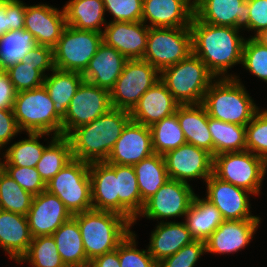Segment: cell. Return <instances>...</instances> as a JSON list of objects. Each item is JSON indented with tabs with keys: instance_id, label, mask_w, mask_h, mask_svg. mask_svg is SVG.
<instances>
[{
	"instance_id": "cell-1",
	"label": "cell",
	"mask_w": 267,
	"mask_h": 267,
	"mask_svg": "<svg viewBox=\"0 0 267 267\" xmlns=\"http://www.w3.org/2000/svg\"><path fill=\"white\" fill-rule=\"evenodd\" d=\"M193 54L199 57L215 78H235L228 69L242 63L245 39L231 26H215L195 15L190 24ZM220 76V77H219Z\"/></svg>"
},
{
	"instance_id": "cell-2",
	"label": "cell",
	"mask_w": 267,
	"mask_h": 267,
	"mask_svg": "<svg viewBox=\"0 0 267 267\" xmlns=\"http://www.w3.org/2000/svg\"><path fill=\"white\" fill-rule=\"evenodd\" d=\"M130 120V111L111 108L91 123L72 130L66 136L72 158L88 163L106 161Z\"/></svg>"
},
{
	"instance_id": "cell-3",
	"label": "cell",
	"mask_w": 267,
	"mask_h": 267,
	"mask_svg": "<svg viewBox=\"0 0 267 267\" xmlns=\"http://www.w3.org/2000/svg\"><path fill=\"white\" fill-rule=\"evenodd\" d=\"M77 221L83 247L89 261L117 249L130 233L132 223L123 215L103 210H88L73 215Z\"/></svg>"
},
{
	"instance_id": "cell-4",
	"label": "cell",
	"mask_w": 267,
	"mask_h": 267,
	"mask_svg": "<svg viewBox=\"0 0 267 267\" xmlns=\"http://www.w3.org/2000/svg\"><path fill=\"white\" fill-rule=\"evenodd\" d=\"M239 76L214 80L202 101L209 117L246 126L260 109L254 103Z\"/></svg>"
},
{
	"instance_id": "cell-5",
	"label": "cell",
	"mask_w": 267,
	"mask_h": 267,
	"mask_svg": "<svg viewBox=\"0 0 267 267\" xmlns=\"http://www.w3.org/2000/svg\"><path fill=\"white\" fill-rule=\"evenodd\" d=\"M13 112L21 132L62 136V118L55 112L44 85L17 92Z\"/></svg>"
},
{
	"instance_id": "cell-6",
	"label": "cell",
	"mask_w": 267,
	"mask_h": 267,
	"mask_svg": "<svg viewBox=\"0 0 267 267\" xmlns=\"http://www.w3.org/2000/svg\"><path fill=\"white\" fill-rule=\"evenodd\" d=\"M160 80L180 105L201 104L215 77L193 53L160 72Z\"/></svg>"
},
{
	"instance_id": "cell-7",
	"label": "cell",
	"mask_w": 267,
	"mask_h": 267,
	"mask_svg": "<svg viewBox=\"0 0 267 267\" xmlns=\"http://www.w3.org/2000/svg\"><path fill=\"white\" fill-rule=\"evenodd\" d=\"M46 190L56 195L72 215L93 209L89 163L72 159L46 183Z\"/></svg>"
},
{
	"instance_id": "cell-8",
	"label": "cell",
	"mask_w": 267,
	"mask_h": 267,
	"mask_svg": "<svg viewBox=\"0 0 267 267\" xmlns=\"http://www.w3.org/2000/svg\"><path fill=\"white\" fill-rule=\"evenodd\" d=\"M265 160L250 151L225 152L213 157V174L258 195L267 172Z\"/></svg>"
},
{
	"instance_id": "cell-9",
	"label": "cell",
	"mask_w": 267,
	"mask_h": 267,
	"mask_svg": "<svg viewBox=\"0 0 267 267\" xmlns=\"http://www.w3.org/2000/svg\"><path fill=\"white\" fill-rule=\"evenodd\" d=\"M192 53L190 27H149L147 49L143 60L149 62L159 72L188 58Z\"/></svg>"
},
{
	"instance_id": "cell-10",
	"label": "cell",
	"mask_w": 267,
	"mask_h": 267,
	"mask_svg": "<svg viewBox=\"0 0 267 267\" xmlns=\"http://www.w3.org/2000/svg\"><path fill=\"white\" fill-rule=\"evenodd\" d=\"M103 42L100 32L66 26L53 48L54 68L83 73Z\"/></svg>"
},
{
	"instance_id": "cell-11",
	"label": "cell",
	"mask_w": 267,
	"mask_h": 267,
	"mask_svg": "<svg viewBox=\"0 0 267 267\" xmlns=\"http://www.w3.org/2000/svg\"><path fill=\"white\" fill-rule=\"evenodd\" d=\"M160 72L143 59H128L110 90L112 108L131 111L143 94L160 80Z\"/></svg>"
},
{
	"instance_id": "cell-12",
	"label": "cell",
	"mask_w": 267,
	"mask_h": 267,
	"mask_svg": "<svg viewBox=\"0 0 267 267\" xmlns=\"http://www.w3.org/2000/svg\"><path fill=\"white\" fill-rule=\"evenodd\" d=\"M111 108L109 90L83 81L62 119V136H67L81 125L91 123Z\"/></svg>"
},
{
	"instance_id": "cell-13",
	"label": "cell",
	"mask_w": 267,
	"mask_h": 267,
	"mask_svg": "<svg viewBox=\"0 0 267 267\" xmlns=\"http://www.w3.org/2000/svg\"><path fill=\"white\" fill-rule=\"evenodd\" d=\"M195 195L189 183L168 179L145 201L135 221L139 216L152 220L186 216Z\"/></svg>"
},
{
	"instance_id": "cell-14",
	"label": "cell",
	"mask_w": 267,
	"mask_h": 267,
	"mask_svg": "<svg viewBox=\"0 0 267 267\" xmlns=\"http://www.w3.org/2000/svg\"><path fill=\"white\" fill-rule=\"evenodd\" d=\"M169 179L188 183L192 178L206 181L213 174V155L192 144H184L163 155Z\"/></svg>"
},
{
	"instance_id": "cell-15",
	"label": "cell",
	"mask_w": 267,
	"mask_h": 267,
	"mask_svg": "<svg viewBox=\"0 0 267 267\" xmlns=\"http://www.w3.org/2000/svg\"><path fill=\"white\" fill-rule=\"evenodd\" d=\"M207 199L221 213L224 220L261 219L252 216L249 194L252 193L223 181L212 174L206 181Z\"/></svg>"
},
{
	"instance_id": "cell-16",
	"label": "cell",
	"mask_w": 267,
	"mask_h": 267,
	"mask_svg": "<svg viewBox=\"0 0 267 267\" xmlns=\"http://www.w3.org/2000/svg\"><path fill=\"white\" fill-rule=\"evenodd\" d=\"M152 154L154 150L150 127L130 120L105 162L134 166Z\"/></svg>"
},
{
	"instance_id": "cell-17",
	"label": "cell",
	"mask_w": 267,
	"mask_h": 267,
	"mask_svg": "<svg viewBox=\"0 0 267 267\" xmlns=\"http://www.w3.org/2000/svg\"><path fill=\"white\" fill-rule=\"evenodd\" d=\"M89 174L92 208L119 213L135 224L136 217L119 201L115 171L105 161L92 162Z\"/></svg>"
},
{
	"instance_id": "cell-18",
	"label": "cell",
	"mask_w": 267,
	"mask_h": 267,
	"mask_svg": "<svg viewBox=\"0 0 267 267\" xmlns=\"http://www.w3.org/2000/svg\"><path fill=\"white\" fill-rule=\"evenodd\" d=\"M26 216L32 237L52 235L73 217L64 203L47 190L33 197Z\"/></svg>"
},
{
	"instance_id": "cell-19",
	"label": "cell",
	"mask_w": 267,
	"mask_h": 267,
	"mask_svg": "<svg viewBox=\"0 0 267 267\" xmlns=\"http://www.w3.org/2000/svg\"><path fill=\"white\" fill-rule=\"evenodd\" d=\"M66 26L64 9L60 11L47 4H25L24 30L33 35L37 45L53 49Z\"/></svg>"
},
{
	"instance_id": "cell-20",
	"label": "cell",
	"mask_w": 267,
	"mask_h": 267,
	"mask_svg": "<svg viewBox=\"0 0 267 267\" xmlns=\"http://www.w3.org/2000/svg\"><path fill=\"white\" fill-rule=\"evenodd\" d=\"M103 42L127 59H143L147 49L149 26L142 21L112 22L104 27Z\"/></svg>"
},
{
	"instance_id": "cell-21",
	"label": "cell",
	"mask_w": 267,
	"mask_h": 267,
	"mask_svg": "<svg viewBox=\"0 0 267 267\" xmlns=\"http://www.w3.org/2000/svg\"><path fill=\"white\" fill-rule=\"evenodd\" d=\"M260 219L224 220L205 240L207 253L231 254L250 244Z\"/></svg>"
},
{
	"instance_id": "cell-22",
	"label": "cell",
	"mask_w": 267,
	"mask_h": 267,
	"mask_svg": "<svg viewBox=\"0 0 267 267\" xmlns=\"http://www.w3.org/2000/svg\"><path fill=\"white\" fill-rule=\"evenodd\" d=\"M194 15L204 23L249 31L248 0H201L194 7Z\"/></svg>"
},
{
	"instance_id": "cell-23",
	"label": "cell",
	"mask_w": 267,
	"mask_h": 267,
	"mask_svg": "<svg viewBox=\"0 0 267 267\" xmlns=\"http://www.w3.org/2000/svg\"><path fill=\"white\" fill-rule=\"evenodd\" d=\"M194 6L190 0H143L141 21L150 28L190 27Z\"/></svg>"
},
{
	"instance_id": "cell-24",
	"label": "cell",
	"mask_w": 267,
	"mask_h": 267,
	"mask_svg": "<svg viewBox=\"0 0 267 267\" xmlns=\"http://www.w3.org/2000/svg\"><path fill=\"white\" fill-rule=\"evenodd\" d=\"M179 105L166 85L159 80L139 99L130 111V117L132 121L150 127L174 114Z\"/></svg>"
},
{
	"instance_id": "cell-25",
	"label": "cell",
	"mask_w": 267,
	"mask_h": 267,
	"mask_svg": "<svg viewBox=\"0 0 267 267\" xmlns=\"http://www.w3.org/2000/svg\"><path fill=\"white\" fill-rule=\"evenodd\" d=\"M127 61L115 48L102 42L82 76L84 81L110 91Z\"/></svg>"
},
{
	"instance_id": "cell-26",
	"label": "cell",
	"mask_w": 267,
	"mask_h": 267,
	"mask_svg": "<svg viewBox=\"0 0 267 267\" xmlns=\"http://www.w3.org/2000/svg\"><path fill=\"white\" fill-rule=\"evenodd\" d=\"M195 238L187 229L185 222H158L151 233L150 244L147 247L153 259L161 260L177 253L182 247L192 243Z\"/></svg>"
},
{
	"instance_id": "cell-27",
	"label": "cell",
	"mask_w": 267,
	"mask_h": 267,
	"mask_svg": "<svg viewBox=\"0 0 267 267\" xmlns=\"http://www.w3.org/2000/svg\"><path fill=\"white\" fill-rule=\"evenodd\" d=\"M32 239L27 216L0 210V247L10 259H21Z\"/></svg>"
},
{
	"instance_id": "cell-28",
	"label": "cell",
	"mask_w": 267,
	"mask_h": 267,
	"mask_svg": "<svg viewBox=\"0 0 267 267\" xmlns=\"http://www.w3.org/2000/svg\"><path fill=\"white\" fill-rule=\"evenodd\" d=\"M177 118L188 144L205 149L213 155V142L208 127L209 115L202 104L179 105Z\"/></svg>"
},
{
	"instance_id": "cell-29",
	"label": "cell",
	"mask_w": 267,
	"mask_h": 267,
	"mask_svg": "<svg viewBox=\"0 0 267 267\" xmlns=\"http://www.w3.org/2000/svg\"><path fill=\"white\" fill-rule=\"evenodd\" d=\"M84 81L82 73L75 71H64L54 68L51 75L44 78L46 88L55 112L63 119L67 113L70 101L77 89Z\"/></svg>"
},
{
	"instance_id": "cell-30",
	"label": "cell",
	"mask_w": 267,
	"mask_h": 267,
	"mask_svg": "<svg viewBox=\"0 0 267 267\" xmlns=\"http://www.w3.org/2000/svg\"><path fill=\"white\" fill-rule=\"evenodd\" d=\"M63 9L68 26L103 33L101 26L107 24L103 0H69Z\"/></svg>"
},
{
	"instance_id": "cell-31",
	"label": "cell",
	"mask_w": 267,
	"mask_h": 267,
	"mask_svg": "<svg viewBox=\"0 0 267 267\" xmlns=\"http://www.w3.org/2000/svg\"><path fill=\"white\" fill-rule=\"evenodd\" d=\"M185 224L195 240L205 241L224 221L220 211L207 199L194 196Z\"/></svg>"
},
{
	"instance_id": "cell-32",
	"label": "cell",
	"mask_w": 267,
	"mask_h": 267,
	"mask_svg": "<svg viewBox=\"0 0 267 267\" xmlns=\"http://www.w3.org/2000/svg\"><path fill=\"white\" fill-rule=\"evenodd\" d=\"M52 236L65 265L90 262L83 247L79 225L73 217L63 223Z\"/></svg>"
},
{
	"instance_id": "cell-33",
	"label": "cell",
	"mask_w": 267,
	"mask_h": 267,
	"mask_svg": "<svg viewBox=\"0 0 267 267\" xmlns=\"http://www.w3.org/2000/svg\"><path fill=\"white\" fill-rule=\"evenodd\" d=\"M141 199L145 202L169 179L163 155L152 154L134 166Z\"/></svg>"
},
{
	"instance_id": "cell-34",
	"label": "cell",
	"mask_w": 267,
	"mask_h": 267,
	"mask_svg": "<svg viewBox=\"0 0 267 267\" xmlns=\"http://www.w3.org/2000/svg\"><path fill=\"white\" fill-rule=\"evenodd\" d=\"M208 127L213 142V157L225 152L246 150V126L209 117Z\"/></svg>"
},
{
	"instance_id": "cell-35",
	"label": "cell",
	"mask_w": 267,
	"mask_h": 267,
	"mask_svg": "<svg viewBox=\"0 0 267 267\" xmlns=\"http://www.w3.org/2000/svg\"><path fill=\"white\" fill-rule=\"evenodd\" d=\"M51 140L36 165V169L45 184L73 159L71 144L66 136L53 135Z\"/></svg>"
},
{
	"instance_id": "cell-36",
	"label": "cell",
	"mask_w": 267,
	"mask_h": 267,
	"mask_svg": "<svg viewBox=\"0 0 267 267\" xmlns=\"http://www.w3.org/2000/svg\"><path fill=\"white\" fill-rule=\"evenodd\" d=\"M28 139H22L7 148L3 155L5 166L36 167L46 147L40 143L39 138L49 133H27Z\"/></svg>"
},
{
	"instance_id": "cell-37",
	"label": "cell",
	"mask_w": 267,
	"mask_h": 267,
	"mask_svg": "<svg viewBox=\"0 0 267 267\" xmlns=\"http://www.w3.org/2000/svg\"><path fill=\"white\" fill-rule=\"evenodd\" d=\"M154 153L164 155L186 144L177 114L165 117L150 126Z\"/></svg>"
},
{
	"instance_id": "cell-38",
	"label": "cell",
	"mask_w": 267,
	"mask_h": 267,
	"mask_svg": "<svg viewBox=\"0 0 267 267\" xmlns=\"http://www.w3.org/2000/svg\"><path fill=\"white\" fill-rule=\"evenodd\" d=\"M108 165L116 173L119 201L137 217L145 202L141 199L134 167L119 164Z\"/></svg>"
},
{
	"instance_id": "cell-39",
	"label": "cell",
	"mask_w": 267,
	"mask_h": 267,
	"mask_svg": "<svg viewBox=\"0 0 267 267\" xmlns=\"http://www.w3.org/2000/svg\"><path fill=\"white\" fill-rule=\"evenodd\" d=\"M36 45L33 35L24 29L7 32L0 37V69L6 70L21 61Z\"/></svg>"
},
{
	"instance_id": "cell-40",
	"label": "cell",
	"mask_w": 267,
	"mask_h": 267,
	"mask_svg": "<svg viewBox=\"0 0 267 267\" xmlns=\"http://www.w3.org/2000/svg\"><path fill=\"white\" fill-rule=\"evenodd\" d=\"M56 246L52 235L33 237L27 253L21 259L13 260L18 264L27 260L32 267H64Z\"/></svg>"
},
{
	"instance_id": "cell-41",
	"label": "cell",
	"mask_w": 267,
	"mask_h": 267,
	"mask_svg": "<svg viewBox=\"0 0 267 267\" xmlns=\"http://www.w3.org/2000/svg\"><path fill=\"white\" fill-rule=\"evenodd\" d=\"M33 195L25 191L5 171L0 176V210L26 216L31 208Z\"/></svg>"
},
{
	"instance_id": "cell-42",
	"label": "cell",
	"mask_w": 267,
	"mask_h": 267,
	"mask_svg": "<svg viewBox=\"0 0 267 267\" xmlns=\"http://www.w3.org/2000/svg\"><path fill=\"white\" fill-rule=\"evenodd\" d=\"M246 150L267 159V109H259L246 125Z\"/></svg>"
},
{
	"instance_id": "cell-43",
	"label": "cell",
	"mask_w": 267,
	"mask_h": 267,
	"mask_svg": "<svg viewBox=\"0 0 267 267\" xmlns=\"http://www.w3.org/2000/svg\"><path fill=\"white\" fill-rule=\"evenodd\" d=\"M241 64L250 73L267 83V47L254 37L244 41Z\"/></svg>"
},
{
	"instance_id": "cell-44",
	"label": "cell",
	"mask_w": 267,
	"mask_h": 267,
	"mask_svg": "<svg viewBox=\"0 0 267 267\" xmlns=\"http://www.w3.org/2000/svg\"><path fill=\"white\" fill-rule=\"evenodd\" d=\"M136 235L133 231L119 243L118 255L121 267H157V262L147 250L136 248Z\"/></svg>"
},
{
	"instance_id": "cell-45",
	"label": "cell",
	"mask_w": 267,
	"mask_h": 267,
	"mask_svg": "<svg viewBox=\"0 0 267 267\" xmlns=\"http://www.w3.org/2000/svg\"><path fill=\"white\" fill-rule=\"evenodd\" d=\"M8 73L14 88L17 92L31 90L40 87L44 83L45 76L34 66L22 63L21 61L5 70Z\"/></svg>"
},
{
	"instance_id": "cell-46",
	"label": "cell",
	"mask_w": 267,
	"mask_h": 267,
	"mask_svg": "<svg viewBox=\"0 0 267 267\" xmlns=\"http://www.w3.org/2000/svg\"><path fill=\"white\" fill-rule=\"evenodd\" d=\"M105 11L114 18L112 22L141 21L143 0H103Z\"/></svg>"
},
{
	"instance_id": "cell-47",
	"label": "cell",
	"mask_w": 267,
	"mask_h": 267,
	"mask_svg": "<svg viewBox=\"0 0 267 267\" xmlns=\"http://www.w3.org/2000/svg\"><path fill=\"white\" fill-rule=\"evenodd\" d=\"M204 253H206L205 241L194 240L174 255L158 262L157 267H194Z\"/></svg>"
},
{
	"instance_id": "cell-48",
	"label": "cell",
	"mask_w": 267,
	"mask_h": 267,
	"mask_svg": "<svg viewBox=\"0 0 267 267\" xmlns=\"http://www.w3.org/2000/svg\"><path fill=\"white\" fill-rule=\"evenodd\" d=\"M5 172L33 196L46 190V184L41 179L36 167L5 166Z\"/></svg>"
},
{
	"instance_id": "cell-49",
	"label": "cell",
	"mask_w": 267,
	"mask_h": 267,
	"mask_svg": "<svg viewBox=\"0 0 267 267\" xmlns=\"http://www.w3.org/2000/svg\"><path fill=\"white\" fill-rule=\"evenodd\" d=\"M21 62L34 66V69H38L46 76V71L54 69L53 49L48 46L36 45L28 51Z\"/></svg>"
},
{
	"instance_id": "cell-50",
	"label": "cell",
	"mask_w": 267,
	"mask_h": 267,
	"mask_svg": "<svg viewBox=\"0 0 267 267\" xmlns=\"http://www.w3.org/2000/svg\"><path fill=\"white\" fill-rule=\"evenodd\" d=\"M249 30H254L255 37L262 30L267 29V0H248Z\"/></svg>"
},
{
	"instance_id": "cell-51",
	"label": "cell",
	"mask_w": 267,
	"mask_h": 267,
	"mask_svg": "<svg viewBox=\"0 0 267 267\" xmlns=\"http://www.w3.org/2000/svg\"><path fill=\"white\" fill-rule=\"evenodd\" d=\"M20 133L13 110L0 109V149Z\"/></svg>"
},
{
	"instance_id": "cell-52",
	"label": "cell",
	"mask_w": 267,
	"mask_h": 267,
	"mask_svg": "<svg viewBox=\"0 0 267 267\" xmlns=\"http://www.w3.org/2000/svg\"><path fill=\"white\" fill-rule=\"evenodd\" d=\"M17 91L14 88L8 73L0 70V109L13 110Z\"/></svg>"
},
{
	"instance_id": "cell-53",
	"label": "cell",
	"mask_w": 267,
	"mask_h": 267,
	"mask_svg": "<svg viewBox=\"0 0 267 267\" xmlns=\"http://www.w3.org/2000/svg\"><path fill=\"white\" fill-rule=\"evenodd\" d=\"M6 14H9L10 31L24 29L25 3L21 0H6Z\"/></svg>"
},
{
	"instance_id": "cell-54",
	"label": "cell",
	"mask_w": 267,
	"mask_h": 267,
	"mask_svg": "<svg viewBox=\"0 0 267 267\" xmlns=\"http://www.w3.org/2000/svg\"><path fill=\"white\" fill-rule=\"evenodd\" d=\"M90 262L92 267H121L118 255V247L114 251L95 257Z\"/></svg>"
},
{
	"instance_id": "cell-55",
	"label": "cell",
	"mask_w": 267,
	"mask_h": 267,
	"mask_svg": "<svg viewBox=\"0 0 267 267\" xmlns=\"http://www.w3.org/2000/svg\"><path fill=\"white\" fill-rule=\"evenodd\" d=\"M10 31L9 14H6V0H0V37Z\"/></svg>"
},
{
	"instance_id": "cell-56",
	"label": "cell",
	"mask_w": 267,
	"mask_h": 267,
	"mask_svg": "<svg viewBox=\"0 0 267 267\" xmlns=\"http://www.w3.org/2000/svg\"><path fill=\"white\" fill-rule=\"evenodd\" d=\"M254 38L262 45L267 47V29L262 30Z\"/></svg>"
},
{
	"instance_id": "cell-57",
	"label": "cell",
	"mask_w": 267,
	"mask_h": 267,
	"mask_svg": "<svg viewBox=\"0 0 267 267\" xmlns=\"http://www.w3.org/2000/svg\"><path fill=\"white\" fill-rule=\"evenodd\" d=\"M64 267H92V265L91 262H86L83 264L65 265Z\"/></svg>"
},
{
	"instance_id": "cell-58",
	"label": "cell",
	"mask_w": 267,
	"mask_h": 267,
	"mask_svg": "<svg viewBox=\"0 0 267 267\" xmlns=\"http://www.w3.org/2000/svg\"><path fill=\"white\" fill-rule=\"evenodd\" d=\"M2 150V149H0ZM5 171V162L3 160V162L0 160V176L1 174Z\"/></svg>"
},
{
	"instance_id": "cell-59",
	"label": "cell",
	"mask_w": 267,
	"mask_h": 267,
	"mask_svg": "<svg viewBox=\"0 0 267 267\" xmlns=\"http://www.w3.org/2000/svg\"><path fill=\"white\" fill-rule=\"evenodd\" d=\"M192 5L195 7L201 0H190Z\"/></svg>"
}]
</instances>
